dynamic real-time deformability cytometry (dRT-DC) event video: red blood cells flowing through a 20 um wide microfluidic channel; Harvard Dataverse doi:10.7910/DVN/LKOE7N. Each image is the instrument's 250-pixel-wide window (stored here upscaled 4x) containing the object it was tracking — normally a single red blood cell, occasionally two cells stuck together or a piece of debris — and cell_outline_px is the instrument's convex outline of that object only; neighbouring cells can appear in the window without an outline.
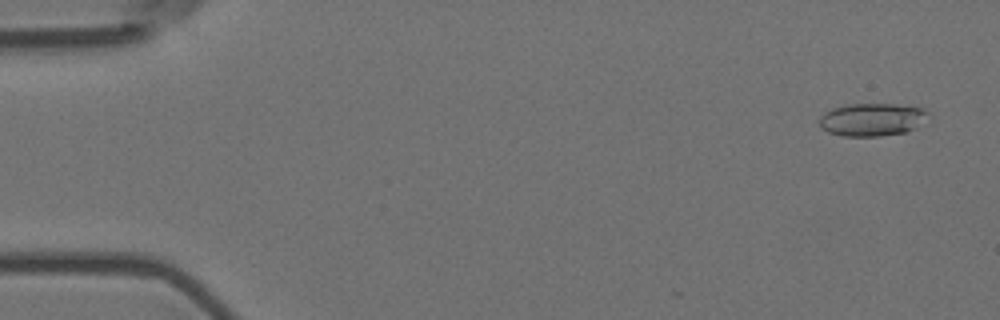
{"species": "Egyptian fruit bat (a non-hibernating species)", "species_latin": "Rousettus aegyptiacus", "temperature_condition": "room temperature", "stored_images_in_passage": 5, "camera_frame_rate_fps": 3000, "um_per_image_px": 0.085, "animal": {"sex": "female"}, "frame": {"image": 1, "passage_image": 1, "time_ms": 0.0, "image_size_px": [1000, 320], "cell_outline_px": [[928, 124], [904, 132], [880, 136], [844, 136], [828, 132], [820, 128], [820, 116], [824, 112], [832, 108], [848, 104], [896, 104], [924, 108], [928, 112]], "centroid_in_image_um": [74.18, 10.16], "position_along_channel_um": 10.8, "area_um2": 21.21}}
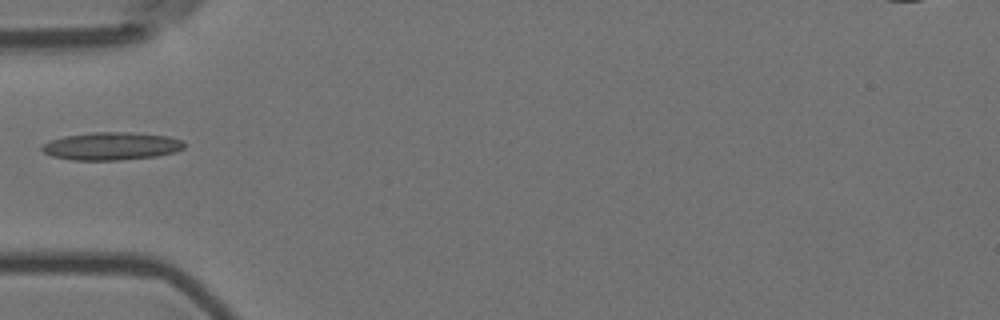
{"frame": {"image": 2, "passage_image": 5, "time_ms": 1.333, "image_size_px": [1000, 320], "cell_outline_px": [[188, 144], [184, 148], [176, 152], [156, 156], [120, 160], [72, 160], [52, 156], [44, 152], [40, 148], [48, 140], [64, 136], [92, 132], [128, 132], [168, 136], [184, 140]], "centroid_in_image_um": [9.5, 12.42], "position_along_channel_um": 75.5, "area_um2": 23.29}}